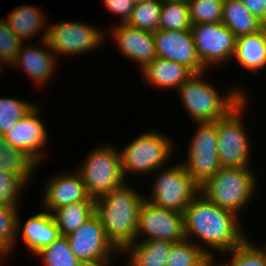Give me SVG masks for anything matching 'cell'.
<instances>
[{
  "mask_svg": "<svg viewBox=\"0 0 266 266\" xmlns=\"http://www.w3.org/2000/svg\"><path fill=\"white\" fill-rule=\"evenodd\" d=\"M161 5L162 2L159 0L134 4L131 17L126 24L144 31H157L159 29Z\"/></svg>",
  "mask_w": 266,
  "mask_h": 266,
  "instance_id": "cell-29",
  "label": "cell"
},
{
  "mask_svg": "<svg viewBox=\"0 0 266 266\" xmlns=\"http://www.w3.org/2000/svg\"><path fill=\"white\" fill-rule=\"evenodd\" d=\"M147 1H152V0H133L134 4H138V3H144Z\"/></svg>",
  "mask_w": 266,
  "mask_h": 266,
  "instance_id": "cell-41",
  "label": "cell"
},
{
  "mask_svg": "<svg viewBox=\"0 0 266 266\" xmlns=\"http://www.w3.org/2000/svg\"><path fill=\"white\" fill-rule=\"evenodd\" d=\"M238 38L254 34L266 25L254 16L241 0H224L222 21Z\"/></svg>",
  "mask_w": 266,
  "mask_h": 266,
  "instance_id": "cell-23",
  "label": "cell"
},
{
  "mask_svg": "<svg viewBox=\"0 0 266 266\" xmlns=\"http://www.w3.org/2000/svg\"><path fill=\"white\" fill-rule=\"evenodd\" d=\"M196 124L198 128L189 143L188 159L182 161V165L201 186L220 170L221 165L218 159L217 120Z\"/></svg>",
  "mask_w": 266,
  "mask_h": 266,
  "instance_id": "cell-11",
  "label": "cell"
},
{
  "mask_svg": "<svg viewBox=\"0 0 266 266\" xmlns=\"http://www.w3.org/2000/svg\"><path fill=\"white\" fill-rule=\"evenodd\" d=\"M256 180L248 167H221L200 186V194L213 204L238 216L255 194Z\"/></svg>",
  "mask_w": 266,
  "mask_h": 266,
  "instance_id": "cell-4",
  "label": "cell"
},
{
  "mask_svg": "<svg viewBox=\"0 0 266 266\" xmlns=\"http://www.w3.org/2000/svg\"><path fill=\"white\" fill-rule=\"evenodd\" d=\"M38 109L35 106L4 135L6 142L25 151L37 163L44 160L45 153L42 149L49 139L47 129L39 118L41 113Z\"/></svg>",
  "mask_w": 266,
  "mask_h": 266,
  "instance_id": "cell-15",
  "label": "cell"
},
{
  "mask_svg": "<svg viewBox=\"0 0 266 266\" xmlns=\"http://www.w3.org/2000/svg\"><path fill=\"white\" fill-rule=\"evenodd\" d=\"M203 74L192 75L177 89L186 111L195 123L215 122L223 118L247 96L241 88H230L220 96L214 86L203 81Z\"/></svg>",
  "mask_w": 266,
  "mask_h": 266,
  "instance_id": "cell-3",
  "label": "cell"
},
{
  "mask_svg": "<svg viewBox=\"0 0 266 266\" xmlns=\"http://www.w3.org/2000/svg\"><path fill=\"white\" fill-rule=\"evenodd\" d=\"M60 236L76 230L95 214V202H76L62 206L52 213Z\"/></svg>",
  "mask_w": 266,
  "mask_h": 266,
  "instance_id": "cell-25",
  "label": "cell"
},
{
  "mask_svg": "<svg viewBox=\"0 0 266 266\" xmlns=\"http://www.w3.org/2000/svg\"><path fill=\"white\" fill-rule=\"evenodd\" d=\"M49 182V183H48ZM45 185L43 205L47 212L76 202H95L87 190L80 173L77 171L70 174L55 176Z\"/></svg>",
  "mask_w": 266,
  "mask_h": 266,
  "instance_id": "cell-16",
  "label": "cell"
},
{
  "mask_svg": "<svg viewBox=\"0 0 266 266\" xmlns=\"http://www.w3.org/2000/svg\"><path fill=\"white\" fill-rule=\"evenodd\" d=\"M140 71L145 80L158 88L178 89L194 73L183 64L156 57Z\"/></svg>",
  "mask_w": 266,
  "mask_h": 266,
  "instance_id": "cell-19",
  "label": "cell"
},
{
  "mask_svg": "<svg viewBox=\"0 0 266 266\" xmlns=\"http://www.w3.org/2000/svg\"><path fill=\"white\" fill-rule=\"evenodd\" d=\"M65 237L71 252L84 266H109L112 254L120 252L107 238L101 220L96 214L78 230Z\"/></svg>",
  "mask_w": 266,
  "mask_h": 266,
  "instance_id": "cell-9",
  "label": "cell"
},
{
  "mask_svg": "<svg viewBox=\"0 0 266 266\" xmlns=\"http://www.w3.org/2000/svg\"><path fill=\"white\" fill-rule=\"evenodd\" d=\"M30 103L15 98L0 97V135L4 136L35 107V103Z\"/></svg>",
  "mask_w": 266,
  "mask_h": 266,
  "instance_id": "cell-33",
  "label": "cell"
},
{
  "mask_svg": "<svg viewBox=\"0 0 266 266\" xmlns=\"http://www.w3.org/2000/svg\"><path fill=\"white\" fill-rule=\"evenodd\" d=\"M157 57L183 64L194 74L207 72L196 51L194 38L189 30L153 32Z\"/></svg>",
  "mask_w": 266,
  "mask_h": 266,
  "instance_id": "cell-14",
  "label": "cell"
},
{
  "mask_svg": "<svg viewBox=\"0 0 266 266\" xmlns=\"http://www.w3.org/2000/svg\"><path fill=\"white\" fill-rule=\"evenodd\" d=\"M46 26L41 40H46L51 51L57 54L76 56L95 50L105 39V33L88 23L67 21Z\"/></svg>",
  "mask_w": 266,
  "mask_h": 266,
  "instance_id": "cell-10",
  "label": "cell"
},
{
  "mask_svg": "<svg viewBox=\"0 0 266 266\" xmlns=\"http://www.w3.org/2000/svg\"><path fill=\"white\" fill-rule=\"evenodd\" d=\"M173 243L164 240H138L123 251L129 252L130 266H166Z\"/></svg>",
  "mask_w": 266,
  "mask_h": 266,
  "instance_id": "cell-22",
  "label": "cell"
},
{
  "mask_svg": "<svg viewBox=\"0 0 266 266\" xmlns=\"http://www.w3.org/2000/svg\"><path fill=\"white\" fill-rule=\"evenodd\" d=\"M249 12L266 25V0H241Z\"/></svg>",
  "mask_w": 266,
  "mask_h": 266,
  "instance_id": "cell-38",
  "label": "cell"
},
{
  "mask_svg": "<svg viewBox=\"0 0 266 266\" xmlns=\"http://www.w3.org/2000/svg\"><path fill=\"white\" fill-rule=\"evenodd\" d=\"M159 29L165 31L189 30L191 21L187 2H162Z\"/></svg>",
  "mask_w": 266,
  "mask_h": 266,
  "instance_id": "cell-28",
  "label": "cell"
},
{
  "mask_svg": "<svg viewBox=\"0 0 266 266\" xmlns=\"http://www.w3.org/2000/svg\"><path fill=\"white\" fill-rule=\"evenodd\" d=\"M7 254L3 251V250H1L0 249V266L2 265L1 264V260L4 258V256H6ZM2 256V257H1Z\"/></svg>",
  "mask_w": 266,
  "mask_h": 266,
  "instance_id": "cell-40",
  "label": "cell"
},
{
  "mask_svg": "<svg viewBox=\"0 0 266 266\" xmlns=\"http://www.w3.org/2000/svg\"><path fill=\"white\" fill-rule=\"evenodd\" d=\"M224 0H188L191 25L222 21Z\"/></svg>",
  "mask_w": 266,
  "mask_h": 266,
  "instance_id": "cell-34",
  "label": "cell"
},
{
  "mask_svg": "<svg viewBox=\"0 0 266 266\" xmlns=\"http://www.w3.org/2000/svg\"><path fill=\"white\" fill-rule=\"evenodd\" d=\"M45 49L41 47L34 48L30 45L24 48L23 43L20 46L16 61L13 66H22L25 74H28L30 78L36 83V85L46 84L52 79L55 72L56 60L55 54L51 51L46 43V40L41 41ZM29 47V48H28ZM48 49V50H47Z\"/></svg>",
  "mask_w": 266,
  "mask_h": 266,
  "instance_id": "cell-18",
  "label": "cell"
},
{
  "mask_svg": "<svg viewBox=\"0 0 266 266\" xmlns=\"http://www.w3.org/2000/svg\"><path fill=\"white\" fill-rule=\"evenodd\" d=\"M38 163L25 151L16 147H11L5 160L0 163V170L14 174L19 177L26 185L30 181L34 169Z\"/></svg>",
  "mask_w": 266,
  "mask_h": 266,
  "instance_id": "cell-30",
  "label": "cell"
},
{
  "mask_svg": "<svg viewBox=\"0 0 266 266\" xmlns=\"http://www.w3.org/2000/svg\"><path fill=\"white\" fill-rule=\"evenodd\" d=\"M191 32L197 55L206 69L233 60L237 37L222 22L194 24Z\"/></svg>",
  "mask_w": 266,
  "mask_h": 266,
  "instance_id": "cell-12",
  "label": "cell"
},
{
  "mask_svg": "<svg viewBox=\"0 0 266 266\" xmlns=\"http://www.w3.org/2000/svg\"><path fill=\"white\" fill-rule=\"evenodd\" d=\"M18 205H0V249L7 255L12 251L21 227Z\"/></svg>",
  "mask_w": 266,
  "mask_h": 266,
  "instance_id": "cell-31",
  "label": "cell"
},
{
  "mask_svg": "<svg viewBox=\"0 0 266 266\" xmlns=\"http://www.w3.org/2000/svg\"><path fill=\"white\" fill-rule=\"evenodd\" d=\"M77 171L89 196L94 200L126 181L122 172L121 153L110 144L93 149Z\"/></svg>",
  "mask_w": 266,
  "mask_h": 266,
  "instance_id": "cell-5",
  "label": "cell"
},
{
  "mask_svg": "<svg viewBox=\"0 0 266 266\" xmlns=\"http://www.w3.org/2000/svg\"><path fill=\"white\" fill-rule=\"evenodd\" d=\"M144 197L125 182L95 199V214L107 238L120 252L136 241L138 214Z\"/></svg>",
  "mask_w": 266,
  "mask_h": 266,
  "instance_id": "cell-2",
  "label": "cell"
},
{
  "mask_svg": "<svg viewBox=\"0 0 266 266\" xmlns=\"http://www.w3.org/2000/svg\"><path fill=\"white\" fill-rule=\"evenodd\" d=\"M195 243L188 239L174 242L166 266H213L211 251Z\"/></svg>",
  "mask_w": 266,
  "mask_h": 266,
  "instance_id": "cell-26",
  "label": "cell"
},
{
  "mask_svg": "<svg viewBox=\"0 0 266 266\" xmlns=\"http://www.w3.org/2000/svg\"><path fill=\"white\" fill-rule=\"evenodd\" d=\"M23 42L10 29L5 19H0V70L3 64H12L16 61L18 51Z\"/></svg>",
  "mask_w": 266,
  "mask_h": 266,
  "instance_id": "cell-35",
  "label": "cell"
},
{
  "mask_svg": "<svg viewBox=\"0 0 266 266\" xmlns=\"http://www.w3.org/2000/svg\"><path fill=\"white\" fill-rule=\"evenodd\" d=\"M225 254L232 255L231 260L226 262V264H216L214 260L213 266H266V246L265 248H260L247 237Z\"/></svg>",
  "mask_w": 266,
  "mask_h": 266,
  "instance_id": "cell-27",
  "label": "cell"
},
{
  "mask_svg": "<svg viewBox=\"0 0 266 266\" xmlns=\"http://www.w3.org/2000/svg\"><path fill=\"white\" fill-rule=\"evenodd\" d=\"M245 96L223 118L217 120L218 159L221 167H248L250 141L242 123L247 107ZM244 109V111H243Z\"/></svg>",
  "mask_w": 266,
  "mask_h": 266,
  "instance_id": "cell-8",
  "label": "cell"
},
{
  "mask_svg": "<svg viewBox=\"0 0 266 266\" xmlns=\"http://www.w3.org/2000/svg\"><path fill=\"white\" fill-rule=\"evenodd\" d=\"M36 6L21 5L15 8L5 18L10 29L24 43L30 37L36 36L41 32L42 27L46 24L47 17Z\"/></svg>",
  "mask_w": 266,
  "mask_h": 266,
  "instance_id": "cell-24",
  "label": "cell"
},
{
  "mask_svg": "<svg viewBox=\"0 0 266 266\" xmlns=\"http://www.w3.org/2000/svg\"><path fill=\"white\" fill-rule=\"evenodd\" d=\"M11 147L12 146L4 139V136L0 135V163L2 160H5Z\"/></svg>",
  "mask_w": 266,
  "mask_h": 266,
  "instance_id": "cell-39",
  "label": "cell"
},
{
  "mask_svg": "<svg viewBox=\"0 0 266 266\" xmlns=\"http://www.w3.org/2000/svg\"><path fill=\"white\" fill-rule=\"evenodd\" d=\"M36 255L41 256L44 266H84L71 252L65 236H60Z\"/></svg>",
  "mask_w": 266,
  "mask_h": 266,
  "instance_id": "cell-32",
  "label": "cell"
},
{
  "mask_svg": "<svg viewBox=\"0 0 266 266\" xmlns=\"http://www.w3.org/2000/svg\"><path fill=\"white\" fill-rule=\"evenodd\" d=\"M160 2H168V1H179V2H188V0H159Z\"/></svg>",
  "mask_w": 266,
  "mask_h": 266,
  "instance_id": "cell-42",
  "label": "cell"
},
{
  "mask_svg": "<svg viewBox=\"0 0 266 266\" xmlns=\"http://www.w3.org/2000/svg\"><path fill=\"white\" fill-rule=\"evenodd\" d=\"M157 170L150 197L145 200L153 205L184 213L188 204L200 193V185L181 164ZM148 198V199H147Z\"/></svg>",
  "mask_w": 266,
  "mask_h": 266,
  "instance_id": "cell-7",
  "label": "cell"
},
{
  "mask_svg": "<svg viewBox=\"0 0 266 266\" xmlns=\"http://www.w3.org/2000/svg\"><path fill=\"white\" fill-rule=\"evenodd\" d=\"M164 240L179 242L186 239L184 214L153 205L144 199L139 209L136 241Z\"/></svg>",
  "mask_w": 266,
  "mask_h": 266,
  "instance_id": "cell-13",
  "label": "cell"
},
{
  "mask_svg": "<svg viewBox=\"0 0 266 266\" xmlns=\"http://www.w3.org/2000/svg\"><path fill=\"white\" fill-rule=\"evenodd\" d=\"M186 239H200L211 250L226 253L239 245L246 234L239 227L238 216L208 201L200 193L184 211ZM200 244V245H199Z\"/></svg>",
  "mask_w": 266,
  "mask_h": 266,
  "instance_id": "cell-1",
  "label": "cell"
},
{
  "mask_svg": "<svg viewBox=\"0 0 266 266\" xmlns=\"http://www.w3.org/2000/svg\"><path fill=\"white\" fill-rule=\"evenodd\" d=\"M233 59L253 72L266 68V26L257 33L238 37Z\"/></svg>",
  "mask_w": 266,
  "mask_h": 266,
  "instance_id": "cell-21",
  "label": "cell"
},
{
  "mask_svg": "<svg viewBox=\"0 0 266 266\" xmlns=\"http://www.w3.org/2000/svg\"><path fill=\"white\" fill-rule=\"evenodd\" d=\"M21 228L23 241L34 254L60 237L52 214L46 210L30 217Z\"/></svg>",
  "mask_w": 266,
  "mask_h": 266,
  "instance_id": "cell-20",
  "label": "cell"
},
{
  "mask_svg": "<svg viewBox=\"0 0 266 266\" xmlns=\"http://www.w3.org/2000/svg\"><path fill=\"white\" fill-rule=\"evenodd\" d=\"M172 140L156 131H146L120 151L124 178L129 173L147 174L164 168L172 156Z\"/></svg>",
  "mask_w": 266,
  "mask_h": 266,
  "instance_id": "cell-6",
  "label": "cell"
},
{
  "mask_svg": "<svg viewBox=\"0 0 266 266\" xmlns=\"http://www.w3.org/2000/svg\"><path fill=\"white\" fill-rule=\"evenodd\" d=\"M26 184L17 176L0 170V205H19L21 189Z\"/></svg>",
  "mask_w": 266,
  "mask_h": 266,
  "instance_id": "cell-36",
  "label": "cell"
},
{
  "mask_svg": "<svg viewBox=\"0 0 266 266\" xmlns=\"http://www.w3.org/2000/svg\"><path fill=\"white\" fill-rule=\"evenodd\" d=\"M116 26L112 30V39L124 56L139 63L140 69L157 57L153 32L132 28L127 24L119 23Z\"/></svg>",
  "mask_w": 266,
  "mask_h": 266,
  "instance_id": "cell-17",
  "label": "cell"
},
{
  "mask_svg": "<svg viewBox=\"0 0 266 266\" xmlns=\"http://www.w3.org/2000/svg\"><path fill=\"white\" fill-rule=\"evenodd\" d=\"M109 12L120 16V24H126L134 8L133 0H103Z\"/></svg>",
  "mask_w": 266,
  "mask_h": 266,
  "instance_id": "cell-37",
  "label": "cell"
}]
</instances>
